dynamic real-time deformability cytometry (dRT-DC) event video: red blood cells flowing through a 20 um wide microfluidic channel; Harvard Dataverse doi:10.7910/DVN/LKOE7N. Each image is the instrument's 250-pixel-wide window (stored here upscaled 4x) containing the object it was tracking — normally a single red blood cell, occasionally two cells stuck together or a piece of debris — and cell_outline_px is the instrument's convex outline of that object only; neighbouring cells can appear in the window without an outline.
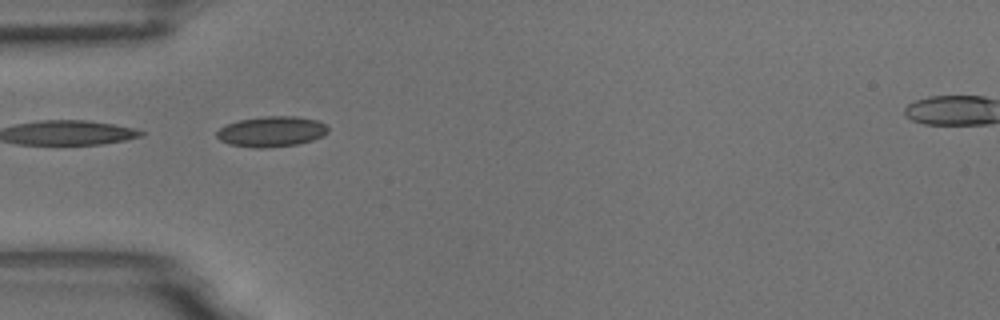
{"species": "common noctule bat (a hibernating species)", "species_latin": "Nyctalus noctula", "temperature_condition": "room temperature", "stored_images_in_passage": 9, "camera_frame_rate_fps": 3000, "um_per_image_px": 0.085, "animal": {"sex": "male", "body_mass_g": 18.8}, "frame": {"image": 1, "passage_image": 2, "time_ms": 0.333, "image_size_px": [1000, 320], "cell_outline_px": [[328, 132], [324, 136], [312, 140], [296, 144], [264, 148], [256, 148], [228, 144], [220, 140], [216, 136], [216, 132], [220, 128], [228, 124], [240, 120], [264, 116], [296, 116], [316, 120], [328, 124]], "centroid_in_image_um": [23.1, 11.18], "position_along_channel_um": 61.9, "area_um2": 19.77}}
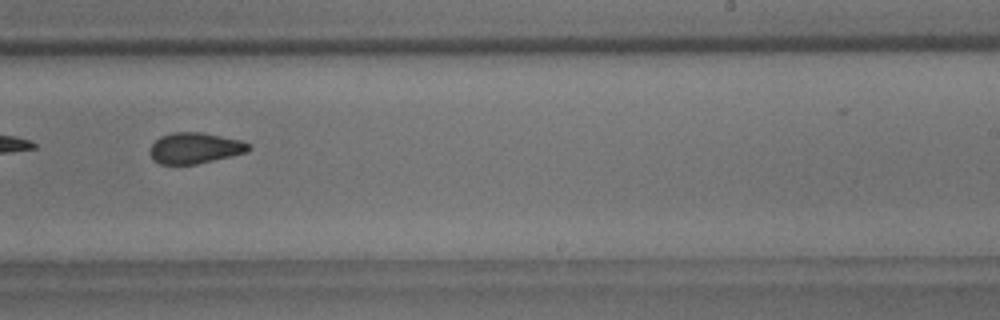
{"frame": {"image": 2, "passage_image": 7, "time_ms": 2.0, "image_size_px": [1000, 320], "cell_outline_px": [[252, 148], [248, 152], [232, 156], [196, 164], [160, 164], [152, 160], [148, 152], [152, 144], [160, 136], [172, 132], [200, 132], [240, 140], [252, 144]], "centroid_in_image_um": [16.56, 12.59], "position_along_channel_um": 272.4, "area_um2": 17.98}}
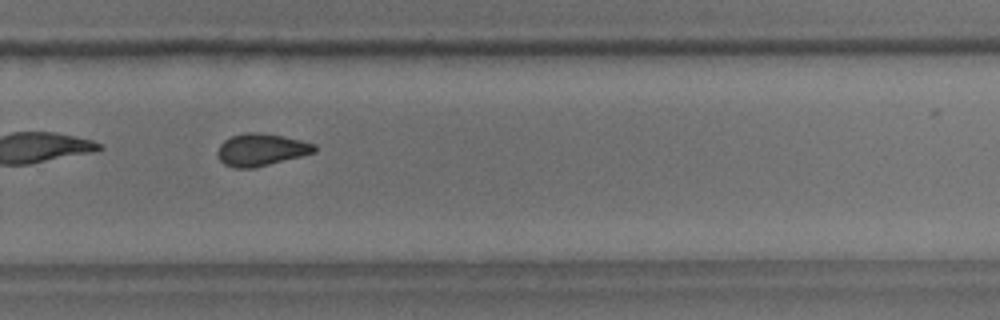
{"frame": {"image": 3, "passage_image": 8, "time_ms": 2.333, "image_size_px": [1000, 320], "cell_outline_px": [[316, 152], [252, 168], [232, 168], [224, 164], [220, 160], [216, 152], [220, 144], [224, 140], [232, 136], [244, 132], [260, 132], [284, 136], [316, 144]], "centroid_in_image_um": [22.17, 12.71], "position_along_channel_um": 307.6, "area_um2": 18.21}}